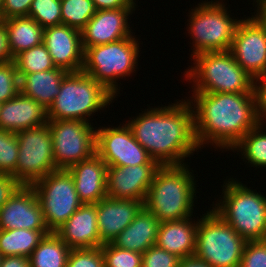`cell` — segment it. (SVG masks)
<instances>
[{"label":"cell","mask_w":266,"mask_h":267,"mask_svg":"<svg viewBox=\"0 0 266 267\" xmlns=\"http://www.w3.org/2000/svg\"><path fill=\"white\" fill-rule=\"evenodd\" d=\"M189 100L150 108L126 123L137 142L160 165H182L200 147Z\"/></svg>","instance_id":"cell-1"},{"label":"cell","mask_w":266,"mask_h":267,"mask_svg":"<svg viewBox=\"0 0 266 267\" xmlns=\"http://www.w3.org/2000/svg\"><path fill=\"white\" fill-rule=\"evenodd\" d=\"M193 95L188 100L194 102L195 133L200 149L208 143L233 150L259 124L255 93L194 92Z\"/></svg>","instance_id":"cell-2"},{"label":"cell","mask_w":266,"mask_h":267,"mask_svg":"<svg viewBox=\"0 0 266 267\" xmlns=\"http://www.w3.org/2000/svg\"><path fill=\"white\" fill-rule=\"evenodd\" d=\"M186 166L161 165L156 170L144 206L160 222L192 217L196 183L194 174Z\"/></svg>","instance_id":"cell-3"},{"label":"cell","mask_w":266,"mask_h":267,"mask_svg":"<svg viewBox=\"0 0 266 267\" xmlns=\"http://www.w3.org/2000/svg\"><path fill=\"white\" fill-rule=\"evenodd\" d=\"M224 184L213 210L246 241L266 240V196L234 178Z\"/></svg>","instance_id":"cell-4"},{"label":"cell","mask_w":266,"mask_h":267,"mask_svg":"<svg viewBox=\"0 0 266 267\" xmlns=\"http://www.w3.org/2000/svg\"><path fill=\"white\" fill-rule=\"evenodd\" d=\"M193 60L194 67L185 71V78L195 83L193 92L255 93L254 79L229 50L200 53Z\"/></svg>","instance_id":"cell-5"},{"label":"cell","mask_w":266,"mask_h":267,"mask_svg":"<svg viewBox=\"0 0 266 267\" xmlns=\"http://www.w3.org/2000/svg\"><path fill=\"white\" fill-rule=\"evenodd\" d=\"M115 96L90 75L69 72L60 91L47 110L48 120H82L89 122L93 113L112 103ZM88 117V118H86Z\"/></svg>","instance_id":"cell-6"},{"label":"cell","mask_w":266,"mask_h":267,"mask_svg":"<svg viewBox=\"0 0 266 267\" xmlns=\"http://www.w3.org/2000/svg\"><path fill=\"white\" fill-rule=\"evenodd\" d=\"M138 55L139 43L133 35L116 42L91 46L84 49L81 71L116 97L120 90L116 81L136 71Z\"/></svg>","instance_id":"cell-7"},{"label":"cell","mask_w":266,"mask_h":267,"mask_svg":"<svg viewBox=\"0 0 266 267\" xmlns=\"http://www.w3.org/2000/svg\"><path fill=\"white\" fill-rule=\"evenodd\" d=\"M246 242L211 209L198 219L194 256L211 267H240Z\"/></svg>","instance_id":"cell-8"},{"label":"cell","mask_w":266,"mask_h":267,"mask_svg":"<svg viewBox=\"0 0 266 267\" xmlns=\"http://www.w3.org/2000/svg\"><path fill=\"white\" fill-rule=\"evenodd\" d=\"M189 35L193 40L191 57L204 52L228 51L240 20L232 19L222 2L204 1L191 9Z\"/></svg>","instance_id":"cell-9"},{"label":"cell","mask_w":266,"mask_h":267,"mask_svg":"<svg viewBox=\"0 0 266 267\" xmlns=\"http://www.w3.org/2000/svg\"><path fill=\"white\" fill-rule=\"evenodd\" d=\"M31 186L50 232H55L83 204L76 192L73 176L66 169L50 172Z\"/></svg>","instance_id":"cell-10"},{"label":"cell","mask_w":266,"mask_h":267,"mask_svg":"<svg viewBox=\"0 0 266 267\" xmlns=\"http://www.w3.org/2000/svg\"><path fill=\"white\" fill-rule=\"evenodd\" d=\"M16 137L19 145L18 161L12 176L22 185L31 186L50 172L58 170L48 123L17 132Z\"/></svg>","instance_id":"cell-11"},{"label":"cell","mask_w":266,"mask_h":267,"mask_svg":"<svg viewBox=\"0 0 266 267\" xmlns=\"http://www.w3.org/2000/svg\"><path fill=\"white\" fill-rule=\"evenodd\" d=\"M57 169L92 157L96 153V128L82 120H48Z\"/></svg>","instance_id":"cell-12"},{"label":"cell","mask_w":266,"mask_h":267,"mask_svg":"<svg viewBox=\"0 0 266 267\" xmlns=\"http://www.w3.org/2000/svg\"><path fill=\"white\" fill-rule=\"evenodd\" d=\"M96 154L107 167L159 164L137 142L127 124L96 129Z\"/></svg>","instance_id":"cell-13"},{"label":"cell","mask_w":266,"mask_h":267,"mask_svg":"<svg viewBox=\"0 0 266 267\" xmlns=\"http://www.w3.org/2000/svg\"><path fill=\"white\" fill-rule=\"evenodd\" d=\"M229 51L254 80L266 74V27L256 15L240 19Z\"/></svg>","instance_id":"cell-14"},{"label":"cell","mask_w":266,"mask_h":267,"mask_svg":"<svg viewBox=\"0 0 266 267\" xmlns=\"http://www.w3.org/2000/svg\"><path fill=\"white\" fill-rule=\"evenodd\" d=\"M160 164L136 166H108L106 192L114 199L146 200L150 185Z\"/></svg>","instance_id":"cell-15"},{"label":"cell","mask_w":266,"mask_h":267,"mask_svg":"<svg viewBox=\"0 0 266 267\" xmlns=\"http://www.w3.org/2000/svg\"><path fill=\"white\" fill-rule=\"evenodd\" d=\"M0 229L48 230L32 186L22 185L0 208Z\"/></svg>","instance_id":"cell-16"},{"label":"cell","mask_w":266,"mask_h":267,"mask_svg":"<svg viewBox=\"0 0 266 267\" xmlns=\"http://www.w3.org/2000/svg\"><path fill=\"white\" fill-rule=\"evenodd\" d=\"M43 44L56 67L68 72L82 70L84 50L80 30L65 24L45 28Z\"/></svg>","instance_id":"cell-17"},{"label":"cell","mask_w":266,"mask_h":267,"mask_svg":"<svg viewBox=\"0 0 266 267\" xmlns=\"http://www.w3.org/2000/svg\"><path fill=\"white\" fill-rule=\"evenodd\" d=\"M134 10L106 9L96 11L95 15L81 30L83 50L91 46L104 45L132 36V29L128 25L127 19Z\"/></svg>","instance_id":"cell-18"},{"label":"cell","mask_w":266,"mask_h":267,"mask_svg":"<svg viewBox=\"0 0 266 267\" xmlns=\"http://www.w3.org/2000/svg\"><path fill=\"white\" fill-rule=\"evenodd\" d=\"M55 233L70 249L101 247L104 243L97 227V203L82 204Z\"/></svg>","instance_id":"cell-19"},{"label":"cell","mask_w":266,"mask_h":267,"mask_svg":"<svg viewBox=\"0 0 266 267\" xmlns=\"http://www.w3.org/2000/svg\"><path fill=\"white\" fill-rule=\"evenodd\" d=\"M144 206L142 201L105 197L97 203V227L100 240L110 243L135 218Z\"/></svg>","instance_id":"cell-20"},{"label":"cell","mask_w":266,"mask_h":267,"mask_svg":"<svg viewBox=\"0 0 266 267\" xmlns=\"http://www.w3.org/2000/svg\"><path fill=\"white\" fill-rule=\"evenodd\" d=\"M67 170L73 176L76 192L83 204H96L107 197V165L96 153Z\"/></svg>","instance_id":"cell-21"},{"label":"cell","mask_w":266,"mask_h":267,"mask_svg":"<svg viewBox=\"0 0 266 267\" xmlns=\"http://www.w3.org/2000/svg\"><path fill=\"white\" fill-rule=\"evenodd\" d=\"M46 123H48L47 109L20 92L14 98L1 103V130L17 133Z\"/></svg>","instance_id":"cell-22"},{"label":"cell","mask_w":266,"mask_h":267,"mask_svg":"<svg viewBox=\"0 0 266 267\" xmlns=\"http://www.w3.org/2000/svg\"><path fill=\"white\" fill-rule=\"evenodd\" d=\"M160 221L145 206L111 243L118 248L140 252L156 245Z\"/></svg>","instance_id":"cell-23"},{"label":"cell","mask_w":266,"mask_h":267,"mask_svg":"<svg viewBox=\"0 0 266 267\" xmlns=\"http://www.w3.org/2000/svg\"><path fill=\"white\" fill-rule=\"evenodd\" d=\"M198 221L186 218L179 221L160 222L156 246L180 259L194 256Z\"/></svg>","instance_id":"cell-24"},{"label":"cell","mask_w":266,"mask_h":267,"mask_svg":"<svg viewBox=\"0 0 266 267\" xmlns=\"http://www.w3.org/2000/svg\"><path fill=\"white\" fill-rule=\"evenodd\" d=\"M68 73L56 67L36 73L18 74L20 93L34 99L48 110L60 91L62 80Z\"/></svg>","instance_id":"cell-25"},{"label":"cell","mask_w":266,"mask_h":267,"mask_svg":"<svg viewBox=\"0 0 266 267\" xmlns=\"http://www.w3.org/2000/svg\"><path fill=\"white\" fill-rule=\"evenodd\" d=\"M3 21L12 58L43 43L44 29L31 17H13Z\"/></svg>","instance_id":"cell-26"},{"label":"cell","mask_w":266,"mask_h":267,"mask_svg":"<svg viewBox=\"0 0 266 267\" xmlns=\"http://www.w3.org/2000/svg\"><path fill=\"white\" fill-rule=\"evenodd\" d=\"M48 233H50L49 230L0 229V254L3 257L24 256L29 258Z\"/></svg>","instance_id":"cell-27"},{"label":"cell","mask_w":266,"mask_h":267,"mask_svg":"<svg viewBox=\"0 0 266 267\" xmlns=\"http://www.w3.org/2000/svg\"><path fill=\"white\" fill-rule=\"evenodd\" d=\"M70 251L55 232H50L31 253V267H66Z\"/></svg>","instance_id":"cell-28"},{"label":"cell","mask_w":266,"mask_h":267,"mask_svg":"<svg viewBox=\"0 0 266 267\" xmlns=\"http://www.w3.org/2000/svg\"><path fill=\"white\" fill-rule=\"evenodd\" d=\"M263 124L259 123L254 129L247 132L240 142L233 148L240 150L242 159L248 160L253 167H266V132Z\"/></svg>","instance_id":"cell-29"},{"label":"cell","mask_w":266,"mask_h":267,"mask_svg":"<svg viewBox=\"0 0 266 267\" xmlns=\"http://www.w3.org/2000/svg\"><path fill=\"white\" fill-rule=\"evenodd\" d=\"M13 61L18 74L36 73L56 68L43 43L22 51L13 58Z\"/></svg>","instance_id":"cell-30"},{"label":"cell","mask_w":266,"mask_h":267,"mask_svg":"<svg viewBox=\"0 0 266 267\" xmlns=\"http://www.w3.org/2000/svg\"><path fill=\"white\" fill-rule=\"evenodd\" d=\"M92 0H61L62 24L82 30L95 15Z\"/></svg>","instance_id":"cell-31"},{"label":"cell","mask_w":266,"mask_h":267,"mask_svg":"<svg viewBox=\"0 0 266 267\" xmlns=\"http://www.w3.org/2000/svg\"><path fill=\"white\" fill-rule=\"evenodd\" d=\"M28 17L43 29L62 24L61 0H33Z\"/></svg>","instance_id":"cell-32"},{"label":"cell","mask_w":266,"mask_h":267,"mask_svg":"<svg viewBox=\"0 0 266 267\" xmlns=\"http://www.w3.org/2000/svg\"><path fill=\"white\" fill-rule=\"evenodd\" d=\"M104 257V267H141L140 252L115 247L111 242L101 246Z\"/></svg>","instance_id":"cell-33"},{"label":"cell","mask_w":266,"mask_h":267,"mask_svg":"<svg viewBox=\"0 0 266 267\" xmlns=\"http://www.w3.org/2000/svg\"><path fill=\"white\" fill-rule=\"evenodd\" d=\"M18 151L16 133L0 129V174L12 175L16 171Z\"/></svg>","instance_id":"cell-34"},{"label":"cell","mask_w":266,"mask_h":267,"mask_svg":"<svg viewBox=\"0 0 266 267\" xmlns=\"http://www.w3.org/2000/svg\"><path fill=\"white\" fill-rule=\"evenodd\" d=\"M20 92L19 75L14 61L0 64V103L14 98Z\"/></svg>","instance_id":"cell-35"},{"label":"cell","mask_w":266,"mask_h":267,"mask_svg":"<svg viewBox=\"0 0 266 267\" xmlns=\"http://www.w3.org/2000/svg\"><path fill=\"white\" fill-rule=\"evenodd\" d=\"M66 267H104L101 247L71 249Z\"/></svg>","instance_id":"cell-36"},{"label":"cell","mask_w":266,"mask_h":267,"mask_svg":"<svg viewBox=\"0 0 266 267\" xmlns=\"http://www.w3.org/2000/svg\"><path fill=\"white\" fill-rule=\"evenodd\" d=\"M240 267H266V240L246 242Z\"/></svg>","instance_id":"cell-37"},{"label":"cell","mask_w":266,"mask_h":267,"mask_svg":"<svg viewBox=\"0 0 266 267\" xmlns=\"http://www.w3.org/2000/svg\"><path fill=\"white\" fill-rule=\"evenodd\" d=\"M179 261V257L155 245L142 254L141 267H178Z\"/></svg>","instance_id":"cell-38"},{"label":"cell","mask_w":266,"mask_h":267,"mask_svg":"<svg viewBox=\"0 0 266 267\" xmlns=\"http://www.w3.org/2000/svg\"><path fill=\"white\" fill-rule=\"evenodd\" d=\"M33 0H3L1 20L13 17H26Z\"/></svg>","instance_id":"cell-39"},{"label":"cell","mask_w":266,"mask_h":267,"mask_svg":"<svg viewBox=\"0 0 266 267\" xmlns=\"http://www.w3.org/2000/svg\"><path fill=\"white\" fill-rule=\"evenodd\" d=\"M254 91L259 123L263 124L264 121L262 120L266 119V74L254 80Z\"/></svg>","instance_id":"cell-40"},{"label":"cell","mask_w":266,"mask_h":267,"mask_svg":"<svg viewBox=\"0 0 266 267\" xmlns=\"http://www.w3.org/2000/svg\"><path fill=\"white\" fill-rule=\"evenodd\" d=\"M21 186L12 175L0 174V208Z\"/></svg>","instance_id":"cell-41"},{"label":"cell","mask_w":266,"mask_h":267,"mask_svg":"<svg viewBox=\"0 0 266 267\" xmlns=\"http://www.w3.org/2000/svg\"><path fill=\"white\" fill-rule=\"evenodd\" d=\"M96 11L106 9H135L136 0H92ZM135 1V2H134Z\"/></svg>","instance_id":"cell-42"},{"label":"cell","mask_w":266,"mask_h":267,"mask_svg":"<svg viewBox=\"0 0 266 267\" xmlns=\"http://www.w3.org/2000/svg\"><path fill=\"white\" fill-rule=\"evenodd\" d=\"M12 60L5 23L0 20V64Z\"/></svg>","instance_id":"cell-43"},{"label":"cell","mask_w":266,"mask_h":267,"mask_svg":"<svg viewBox=\"0 0 266 267\" xmlns=\"http://www.w3.org/2000/svg\"><path fill=\"white\" fill-rule=\"evenodd\" d=\"M0 267H31L30 260L24 256L3 257Z\"/></svg>","instance_id":"cell-44"},{"label":"cell","mask_w":266,"mask_h":267,"mask_svg":"<svg viewBox=\"0 0 266 267\" xmlns=\"http://www.w3.org/2000/svg\"><path fill=\"white\" fill-rule=\"evenodd\" d=\"M178 267H211L206 262L198 259L196 256L180 259Z\"/></svg>","instance_id":"cell-45"},{"label":"cell","mask_w":266,"mask_h":267,"mask_svg":"<svg viewBox=\"0 0 266 267\" xmlns=\"http://www.w3.org/2000/svg\"><path fill=\"white\" fill-rule=\"evenodd\" d=\"M255 2L258 6L256 10V16L262 21V23L266 27V0H256Z\"/></svg>","instance_id":"cell-46"},{"label":"cell","mask_w":266,"mask_h":267,"mask_svg":"<svg viewBox=\"0 0 266 267\" xmlns=\"http://www.w3.org/2000/svg\"><path fill=\"white\" fill-rule=\"evenodd\" d=\"M3 0H0V20H1V9H2Z\"/></svg>","instance_id":"cell-47"},{"label":"cell","mask_w":266,"mask_h":267,"mask_svg":"<svg viewBox=\"0 0 266 267\" xmlns=\"http://www.w3.org/2000/svg\"><path fill=\"white\" fill-rule=\"evenodd\" d=\"M2 258H3V256L0 254V266H1Z\"/></svg>","instance_id":"cell-48"}]
</instances>
